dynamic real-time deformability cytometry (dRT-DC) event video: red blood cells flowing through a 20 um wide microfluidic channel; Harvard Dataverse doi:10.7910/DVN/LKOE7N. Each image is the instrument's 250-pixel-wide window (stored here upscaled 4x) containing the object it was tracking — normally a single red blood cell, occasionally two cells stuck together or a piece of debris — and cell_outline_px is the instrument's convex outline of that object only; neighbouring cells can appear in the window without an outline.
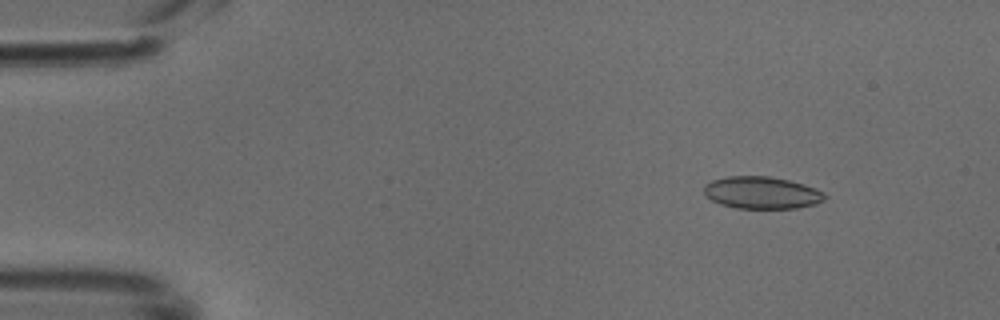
{"species": "common noctule bat (a hibernating species)", "species_latin": "Nyctalus noctula", "temperature_condition": "cold", "stored_images_in_passage": 44, "camera_frame_rate_fps": 3000, "um_per_image_px": 0.085, "animal": {"sex": "male", "body_mass_g": 18.8}, "frame": {"image": 1, "passage_image": 1, "time_ms": 0.0, "image_size_px": [1000, 320], "cell_outline_px": [[828, 196], [824, 200], [816, 204], [796, 208], [736, 208], [720, 204], [704, 196], [704, 184], [712, 180], [728, 176], [768, 176], [788, 180], [804, 184], [816, 188], [824, 192]], "centroid_in_image_um": [64.75, 16.38], "position_along_channel_um": 20.2, "area_um2": 22.83}}
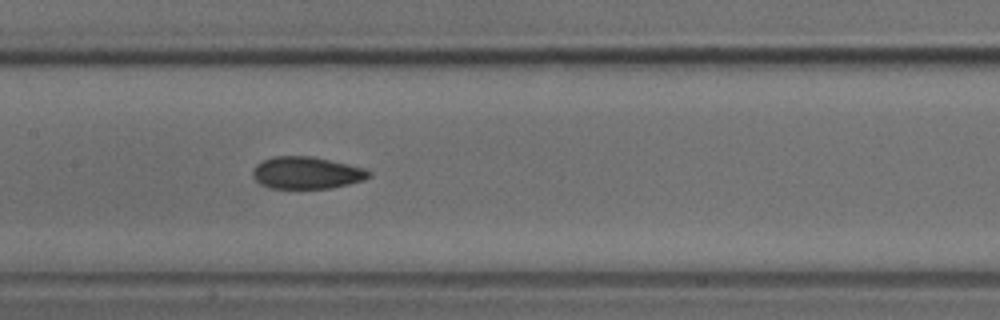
{"frame": {"image": 2, "passage_image": 19, "time_ms": 6.0, "image_size_px": [1000, 320], "cell_outline_px": [[372, 176], [364, 180], [348, 184], [328, 188], [272, 188], [260, 184], [252, 176], [252, 168], [256, 164], [272, 156], [312, 156], [348, 164], [364, 168], [372, 172]], "centroid_in_image_um": [26.05, 14.68], "position_along_channel_um": 181.3, "area_um2": 21.79}}
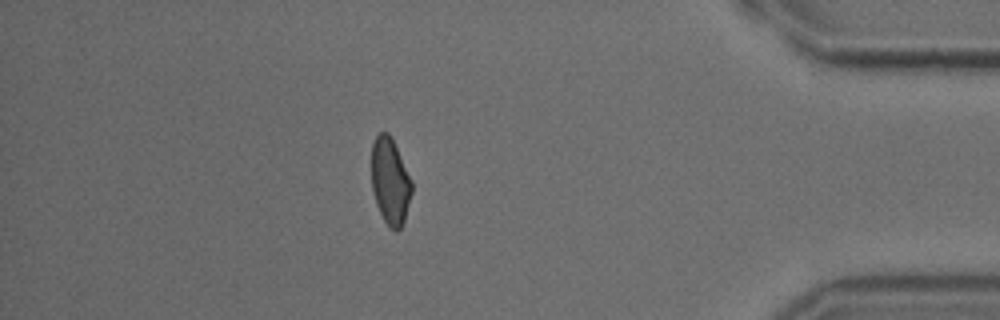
{"frame": {"image": 3, "passage_image": 38, "time_ms": 12.333, "image_size_px": [1000, 320], "cell_outline_px": [[412, 192], [404, 220], [400, 228], [396, 232], [388, 228], [376, 204], [372, 188], [372, 144], [376, 136], [380, 132], [388, 132], [412, 180]], "centroid_in_image_um": [33.16, 15.44], "position_along_channel_um": 402.0, "area_um2": 20.11}}